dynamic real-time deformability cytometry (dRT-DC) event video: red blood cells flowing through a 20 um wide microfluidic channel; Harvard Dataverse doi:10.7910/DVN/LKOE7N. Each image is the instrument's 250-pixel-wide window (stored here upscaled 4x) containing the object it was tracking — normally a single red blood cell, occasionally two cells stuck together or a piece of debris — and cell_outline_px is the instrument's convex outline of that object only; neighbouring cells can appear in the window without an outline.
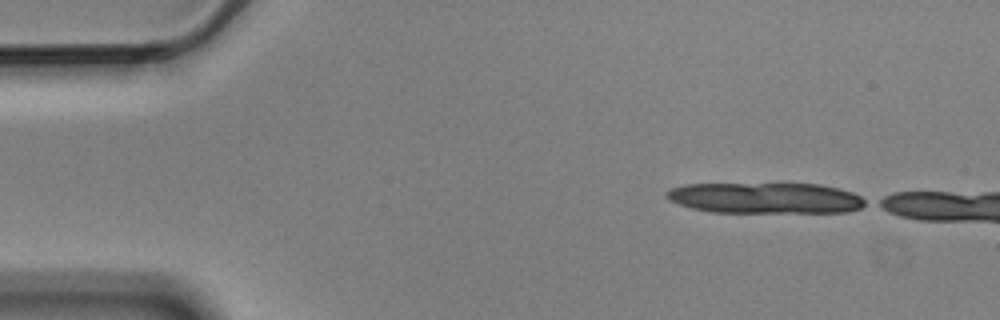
{"species": "Egyptian fruit bat (a non-hibernating species)", "species_latin": "Rousettus aegyptiacus", "temperature_condition": "cold", "stored_images_in_passage": 3, "camera_frame_rate_fps": 3000, "um_per_image_px": 0.085, "animal": {"sex": "male"}, "frame": {"image": 1, "passage_image": 1, "time_ms": 0.0, "image_size_px": [1000, 320], "cell_outline_px": [[868, 204], [860, 208], [848, 212], [712, 212], [692, 208], [668, 200], [664, 196], [664, 192], [668, 188], [684, 184], [820, 184], [840, 188], [852, 192], [868, 200]], "centroid_in_image_um": [65.06, 16.83], "position_along_channel_um": 19.9, "area_um2": 36.07}}